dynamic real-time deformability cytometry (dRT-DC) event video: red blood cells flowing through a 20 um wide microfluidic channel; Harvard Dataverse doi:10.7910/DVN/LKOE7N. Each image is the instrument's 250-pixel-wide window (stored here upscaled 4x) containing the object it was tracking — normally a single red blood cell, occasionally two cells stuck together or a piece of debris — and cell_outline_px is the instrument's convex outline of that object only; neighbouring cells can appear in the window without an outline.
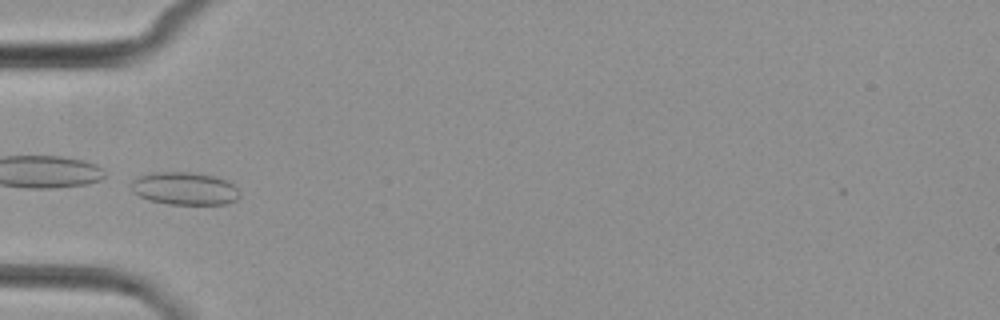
{"species": "common noctule bat (a hibernating species)", "species_latin": "Nyctalus noctula", "temperature_condition": "cold", "stored_images_in_passage": 6, "camera_frame_rate_fps": 3000, "um_per_image_px": 0.085, "animal": {"sex": "female", "body_mass_g": 29.2, "forearm_length_mm": 56.3}, "frame": {"image": 1, "passage_image": 4, "time_ms": 4.667, "image_size_px": [1000, 320], "cell_outline_px": [[240, 196], [236, 200], [228, 204], [168, 204], [148, 200], [132, 192], [132, 180], [136, 176], [152, 172], [192, 172], [216, 176], [232, 184], [240, 192]], "centroid_in_image_um": [15.68, 16.02], "position_along_channel_um": 69.3, "area_um2": 20.87}}
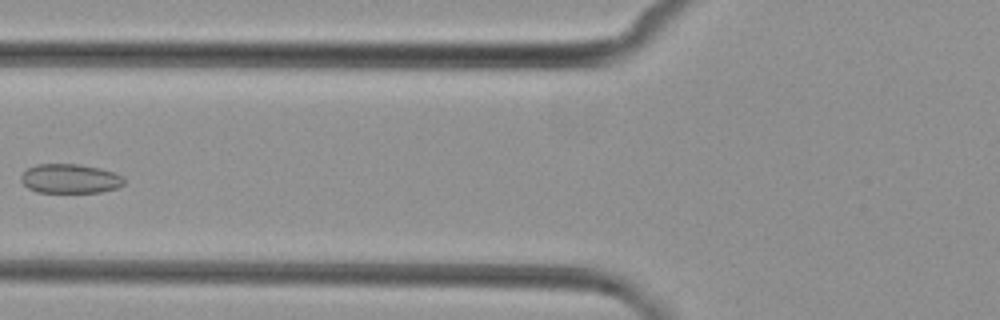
{"frame": {"image": 2, "passage_image": 5, "time_ms": 6.0, "image_size_px": [1000, 320], "cell_outline_px": [[124, 184], [116, 188], [100, 192], [36, 192], [28, 188], [20, 180], [20, 176], [28, 168], [36, 164], [80, 164], [100, 168], [124, 176]], "centroid_in_image_um": [5.95, 15.18], "position_along_channel_um": 119.9, "area_um2": 17.63}}
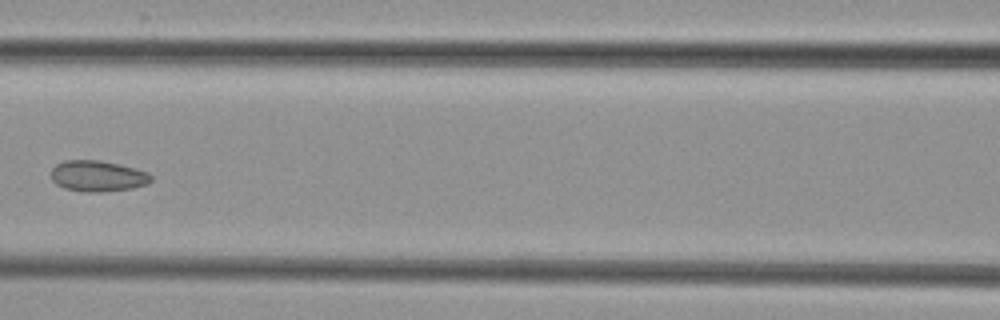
{"frame": {"image": 3, "passage_image": 6, "time_ms": 7.0, "image_size_px": [1000, 320], "cell_outline_px": [[152, 180], [148, 184], [132, 188], [104, 192], [84, 192], [64, 188], [56, 184], [52, 180], [52, 168], [56, 164], [64, 160], [100, 160], [120, 164], [136, 168], [148, 172], [152, 176]], "centroid_in_image_um": [8.32, 14.96], "position_along_channel_um": 158.3, "area_um2": 18.26}}